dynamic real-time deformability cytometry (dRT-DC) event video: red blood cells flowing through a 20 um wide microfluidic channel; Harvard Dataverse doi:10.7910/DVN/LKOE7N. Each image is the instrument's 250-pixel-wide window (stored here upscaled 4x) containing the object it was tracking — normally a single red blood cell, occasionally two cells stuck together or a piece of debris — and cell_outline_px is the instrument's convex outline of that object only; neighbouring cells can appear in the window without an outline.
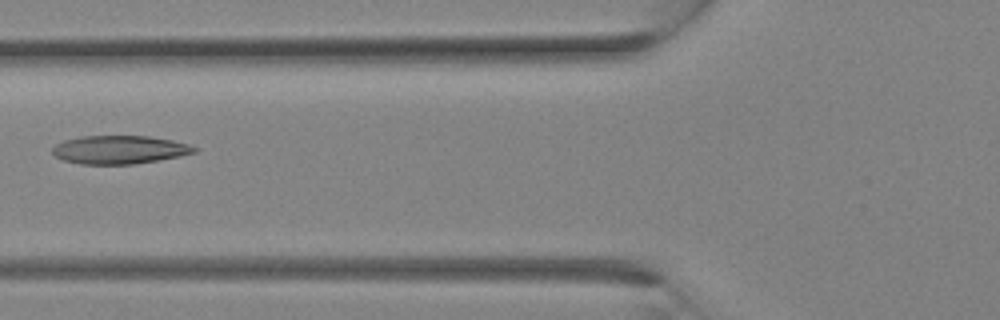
{"species": "Egyptian fruit bat (a non-hibernating species)", "species_latin": "Rousettus aegyptiacus", "temperature_condition": "room temperature", "stored_images_in_passage": 7, "camera_frame_rate_fps": 3000, "um_per_image_px": 0.085, "animal": {"sex": "female"}, "frame": {"image": 1, "passage_image": 6, "time_ms": 1.667, "image_size_px": [1000, 320], "cell_outline_px": [[196, 152], [180, 156], [132, 164], [80, 164], [64, 160], [56, 156], [52, 152], [52, 148], [56, 144], [64, 140], [80, 136], [148, 136], [172, 140], [188, 144], [196, 148]], "centroid_in_image_um": [10.13, 12.72], "position_along_channel_um": 115.7, "area_um2": 23.24}}